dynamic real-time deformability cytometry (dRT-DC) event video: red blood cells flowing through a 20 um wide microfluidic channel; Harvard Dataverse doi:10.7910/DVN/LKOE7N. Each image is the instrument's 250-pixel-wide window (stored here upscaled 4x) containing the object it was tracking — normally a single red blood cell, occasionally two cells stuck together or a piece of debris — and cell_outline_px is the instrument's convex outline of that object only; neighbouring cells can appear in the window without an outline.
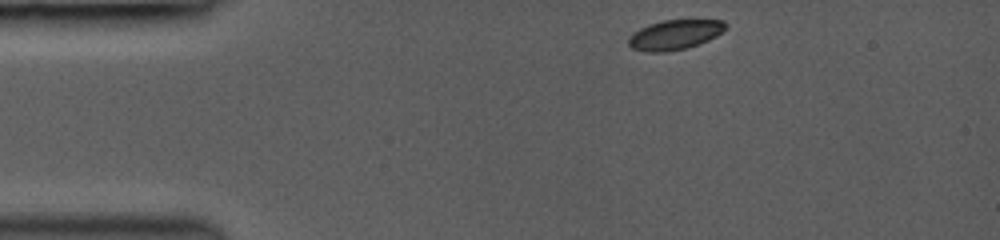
{"species": "common noctule bat (a hibernating species)", "species_latin": "Nyctalus noctula", "temperature_condition": "room temperature", "stored_images_in_passage": 12, "camera_frame_rate_fps": 3000, "um_per_image_px": 0.085, "animal": {"sex": "female", "body_mass_g": 19.0, "forearm_length_mm": 53.3}, "frame": {"image": 1, "passage_image": 1, "time_ms": 0.0, "image_size_px": [1000, 240], "cell_outline_px": [[728, 28], [716, 36], [708, 40], [684, 48], [668, 52], [648, 52], [632, 48], [628, 44], [628, 36], [632, 32], [648, 24], [664, 20], [724, 20], [728, 24]], "centroid_in_image_um": [57.35, 2.94], "position_along_channel_um": 27.7, "area_um2": 16.94}}
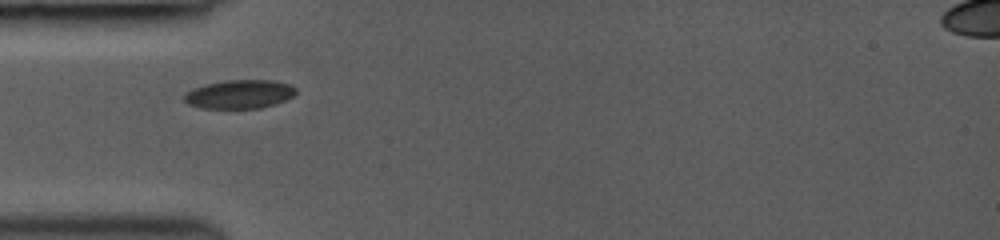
{"frame": {"image": 2, "passage_image": 7, "time_ms": 2.333, "image_size_px": [1000, 240], "cell_outline_px": [[296, 92], [292, 96], [276, 104], [260, 108], [200, 108], [188, 104], [184, 100], [184, 92], [204, 84], [224, 80], [272, 80], [288, 84], [296, 88]], "centroid_in_image_um": [20.32, 8.0], "position_along_channel_um": 64.7, "area_um2": 18.73}}
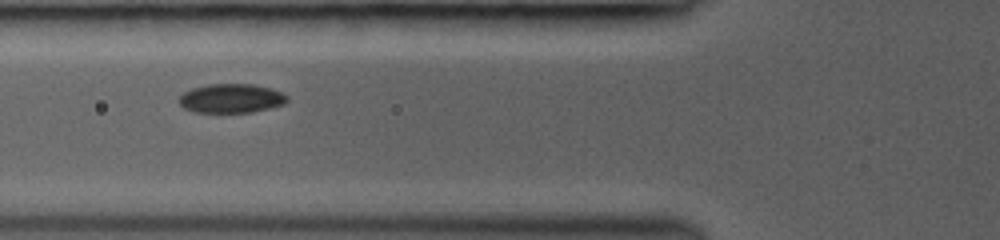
{"frame": {"image": 3, "passage_image": 10, "time_ms": 3.333, "image_size_px": [1000, 240], "cell_outline_px": [[288, 100], [284, 104], [252, 112], [192, 112], [184, 108], [176, 100], [184, 92], [192, 88], [208, 84], [252, 84], [272, 88], [288, 96]], "centroid_in_image_um": [19.63, 8.36], "position_along_channel_um": 106.2, "area_um2": 18.38}}